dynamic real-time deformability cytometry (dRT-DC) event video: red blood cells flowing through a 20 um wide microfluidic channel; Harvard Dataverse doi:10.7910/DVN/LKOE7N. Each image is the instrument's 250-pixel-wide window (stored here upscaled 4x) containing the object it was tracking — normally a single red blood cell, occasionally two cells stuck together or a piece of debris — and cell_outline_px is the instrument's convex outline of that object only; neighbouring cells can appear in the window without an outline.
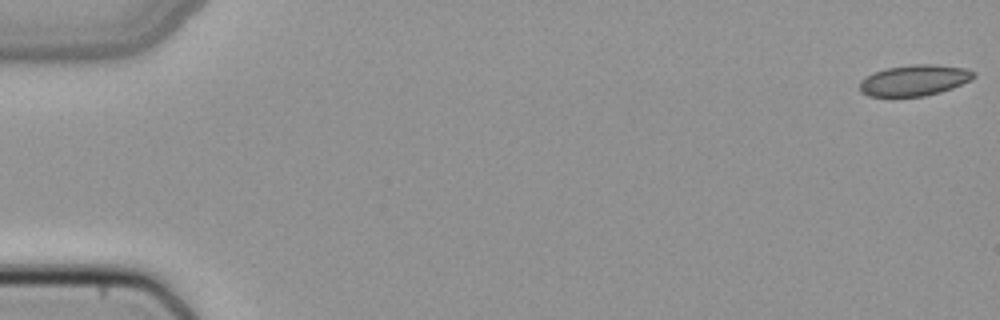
{"species": "common noctule bat (a hibernating species)", "species_latin": "Nyctalus noctula", "temperature_condition": "cold", "stored_images_in_passage": 50, "camera_frame_rate_fps": 3000, "um_per_image_px": 0.085, "animal": {"sex": "female", "body_mass_g": 22.7, "forearm_length_mm": 54.2}, "frame": {"image": 1, "passage_image": 1, "time_ms": 0.0, "image_size_px": [1000, 320], "cell_outline_px": [[976, 76], [972, 80], [952, 88], [940, 92], [924, 96], [868, 96], [860, 92], [860, 80], [864, 76], [888, 68], [912, 64], [932, 64], [964, 68], [976, 72]], "centroid_in_image_um": [77.73, 6.82], "position_along_channel_um": 7.3, "area_um2": 20.58}}
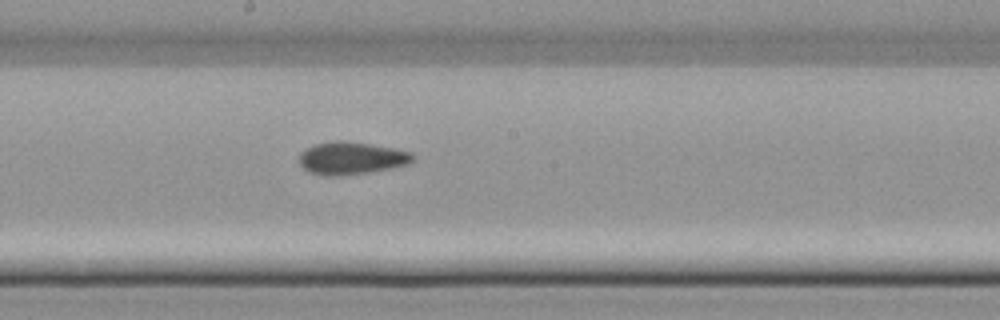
{"frame": {"image": 2, "passage_image": 28, "time_ms": 9.0, "image_size_px": [1000, 320], "cell_outline_px": [[416, 156], [408, 164], [392, 168], [368, 172], [340, 176], [324, 176], [308, 172], [296, 160], [300, 152], [316, 144], [336, 140], [340, 140], [368, 144], [392, 148], [412, 152]], "centroid_in_image_um": [29.83, 13.46], "position_along_channel_um": 218.4, "area_um2": 21.62}}
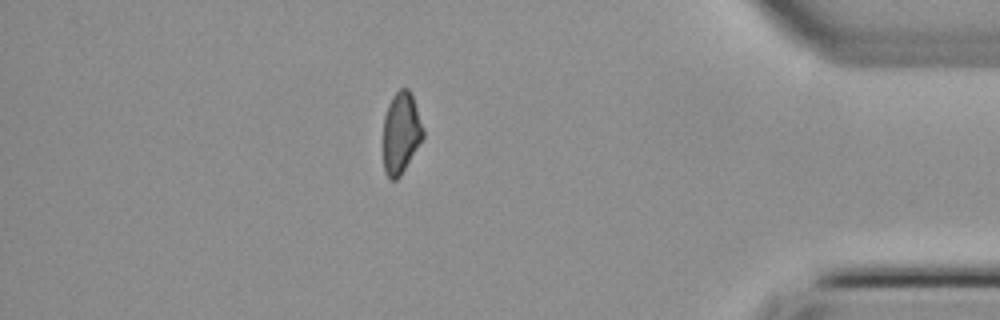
{"frame": {"image": 3, "passage_image": 44, "time_ms": 14.333, "image_size_px": [1000, 320], "cell_outline_px": [[424, 136], [400, 176], [396, 180], [388, 180], [384, 172], [384, 116], [388, 104], [392, 96], [400, 88], [408, 88], [412, 92], [424, 128]], "centroid_in_image_um": [34.09, 11.27], "position_along_channel_um": 401.1, "area_um2": 19.07}}